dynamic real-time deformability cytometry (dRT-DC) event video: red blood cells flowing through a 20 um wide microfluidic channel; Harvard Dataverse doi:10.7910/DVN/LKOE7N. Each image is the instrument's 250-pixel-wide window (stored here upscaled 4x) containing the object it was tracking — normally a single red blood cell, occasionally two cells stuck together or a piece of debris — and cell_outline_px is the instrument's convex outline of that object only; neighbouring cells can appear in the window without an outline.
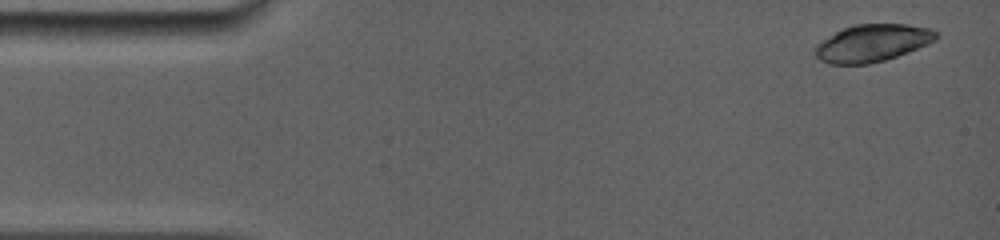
{"species": "common noctule bat (a hibernating species)", "species_latin": "Nyctalus noctula", "temperature_condition": "room temperature", "stored_images_in_passage": 5, "camera_frame_rate_fps": 5000, "um_per_image_px": 0.085, "animal": {"sex": "female", "body_mass_g": 19.0, "forearm_length_mm": 56.7}, "frame": {"image": 1, "passage_image": 1, "time_ms": 0.0, "image_size_px": [1000, 240], "cell_outline_px": [[940, 36], [936, 40], [928, 44], [908, 52], [884, 60], [868, 64], [828, 64], [820, 60], [816, 56], [816, 44], [836, 32], [844, 28], [856, 24], [908, 24], [928, 28], [940, 32]], "centroid_in_image_um": [74.19, 3.65], "position_along_channel_um": 10.8, "area_um2": 26.24}}
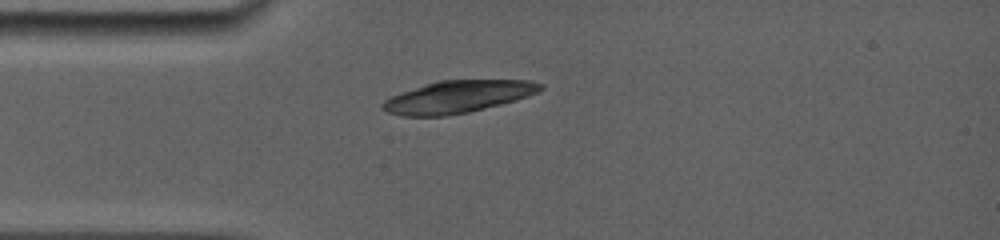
{"frame": {"image": 2, "passage_image": 5, "time_ms": 3.4, "image_size_px": [1000, 240], "cell_outline_px": [[544, 88], [528, 96], [516, 100], [468, 112], [444, 116], [404, 116], [388, 112], [380, 104], [384, 100], [400, 92], [436, 80], [528, 80], [544, 84]], "centroid_in_image_um": [38.91, 8.21], "position_along_channel_um": 46.1, "area_um2": 29.54}}